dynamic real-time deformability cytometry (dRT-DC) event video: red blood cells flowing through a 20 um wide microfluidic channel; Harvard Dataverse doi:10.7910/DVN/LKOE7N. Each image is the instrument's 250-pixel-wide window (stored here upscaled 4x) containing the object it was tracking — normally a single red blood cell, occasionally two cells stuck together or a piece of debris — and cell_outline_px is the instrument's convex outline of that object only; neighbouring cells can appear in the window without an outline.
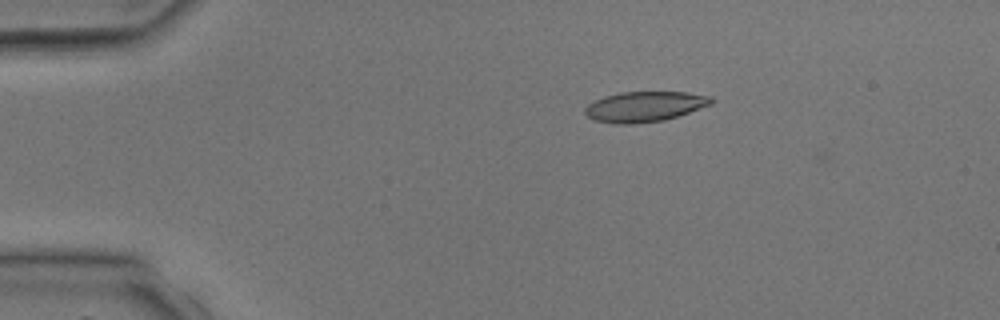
{"species": "common noctule bat (a hibernating species)", "species_latin": "Nyctalus noctula", "temperature_condition": "room temperature", "stored_images_in_passage": 2, "camera_frame_rate_fps": 3000, "um_per_image_px": 0.085, "animal": {"sex": "male", "body_mass_g": 17.9, "forearm_length_mm": 54.2}, "frame": {"image": 1, "passage_image": 1, "time_ms": 0.0, "image_size_px": [1000, 320], "cell_outline_px": [[716, 100], [712, 104], [664, 120], [632, 124], [616, 124], [596, 120], [588, 116], [584, 112], [584, 108], [588, 104], [604, 96], [620, 92], [688, 92], [712, 96]], "centroid_in_image_um": [54.82, 9.05], "position_along_channel_um": 30.2, "area_um2": 22.25}}